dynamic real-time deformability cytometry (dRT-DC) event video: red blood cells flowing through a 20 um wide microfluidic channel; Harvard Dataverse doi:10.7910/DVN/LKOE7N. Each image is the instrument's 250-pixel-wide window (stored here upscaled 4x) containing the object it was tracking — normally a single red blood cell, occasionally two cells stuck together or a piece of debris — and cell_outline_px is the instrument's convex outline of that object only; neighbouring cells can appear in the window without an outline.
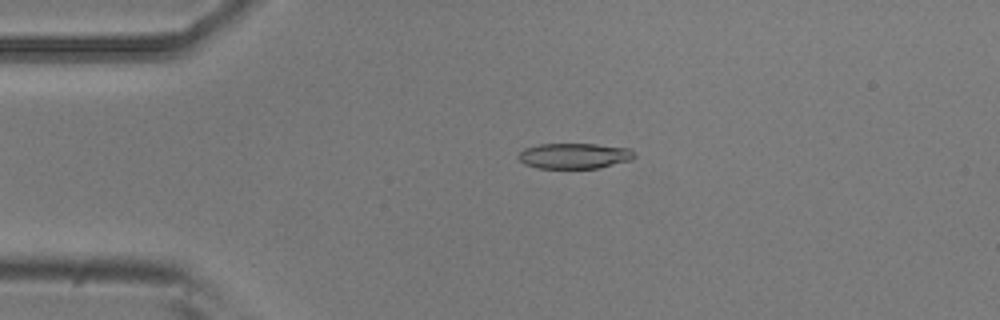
{"species": "common noctule bat (a hibernating species)", "species_latin": "Nyctalus noctula", "temperature_condition": "room temperature", "stored_images_in_passage": 4, "camera_frame_rate_fps": 3000, "um_per_image_px": 0.085, "animal": {"sex": "male", "body_mass_g": 20.5, "forearm_length_mm": 52.5}, "frame": {"image": 1, "passage_image": 4, "time_ms": 1.0, "image_size_px": [1000, 320], "cell_outline_px": [[636, 156], [632, 160], [600, 168], [536, 168], [524, 164], [516, 156], [524, 148], [540, 144], [596, 144], [632, 148], [636, 152]], "centroid_in_image_um": [48.86, 13.25], "position_along_channel_um": 36.1, "area_um2": 17.57}}